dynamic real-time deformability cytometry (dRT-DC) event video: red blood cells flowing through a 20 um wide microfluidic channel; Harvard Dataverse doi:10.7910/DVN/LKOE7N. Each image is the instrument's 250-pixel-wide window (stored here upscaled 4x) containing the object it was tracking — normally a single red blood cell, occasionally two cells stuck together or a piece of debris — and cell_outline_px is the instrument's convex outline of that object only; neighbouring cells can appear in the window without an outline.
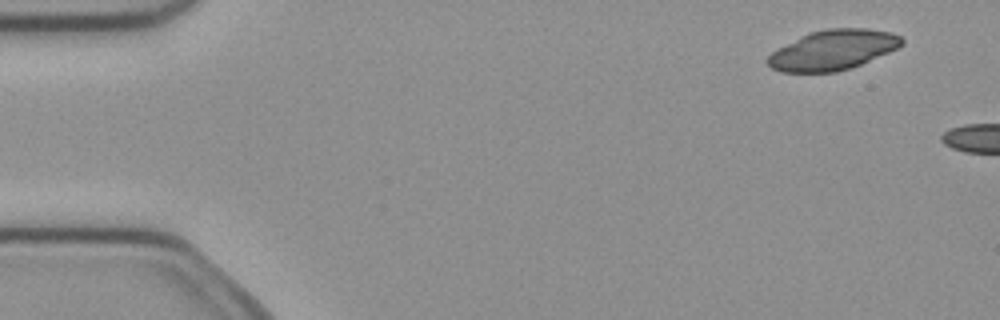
{"species": "common noctule bat (a hibernating species)", "species_latin": "Nyctalus noctula", "temperature_condition": "cold", "stored_images_in_passage": 5, "camera_frame_rate_fps": 3000, "um_per_image_px": 0.085, "animal": {"sex": "female", "body_mass_g": 21.9}, "frame": {"image": 1, "passage_image": 2, "time_ms": 0.333, "image_size_px": [1000, 320], "cell_outline_px": [[904, 44], [888, 52], [852, 68], [836, 72], [780, 72], [772, 68], [764, 60], [776, 48], [808, 32], [828, 28], [868, 28], [892, 32], [900, 36], [904, 40]], "centroid_in_image_um": [70.77, 4.24], "position_along_channel_um": 14.2, "area_um2": 31.5}}